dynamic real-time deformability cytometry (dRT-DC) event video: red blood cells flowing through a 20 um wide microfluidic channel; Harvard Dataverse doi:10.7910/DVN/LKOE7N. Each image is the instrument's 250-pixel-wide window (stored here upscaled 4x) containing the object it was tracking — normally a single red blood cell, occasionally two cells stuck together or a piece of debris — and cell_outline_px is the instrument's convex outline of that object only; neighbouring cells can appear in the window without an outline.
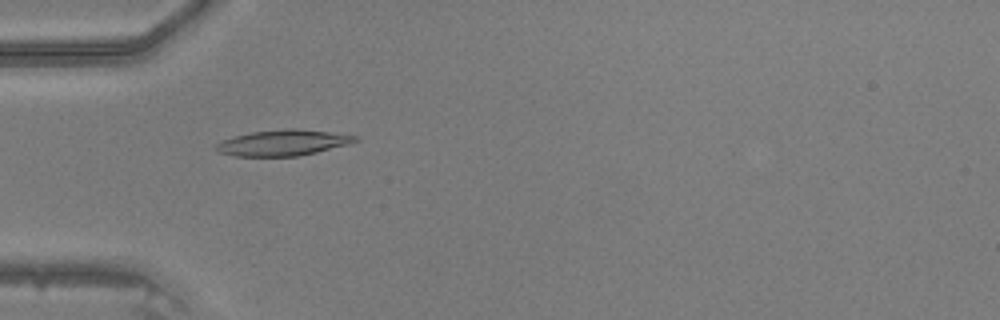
{"species": "common noctule bat (a hibernating species)", "species_latin": "Nyctalus noctula", "temperature_condition": "warm", "stored_images_in_passage": 33, "camera_frame_rate_fps": 3000, "um_per_image_px": 0.085, "animal": {"sex": "male", "body_mass_g": 20.5, "forearm_length_mm": 52.5}, "frame": {"image": 1, "passage_image": 4, "time_ms": 1.0, "image_size_px": [1000, 320], "cell_outline_px": [[360, 140], [348, 144], [316, 152], [296, 156], [236, 156], [216, 152], [212, 148], [220, 140], [252, 132], [284, 128], [296, 128], [360, 136]], "centroid_in_image_um": [24.02, 12.13], "position_along_channel_um": 61.0, "area_um2": 21.04}}
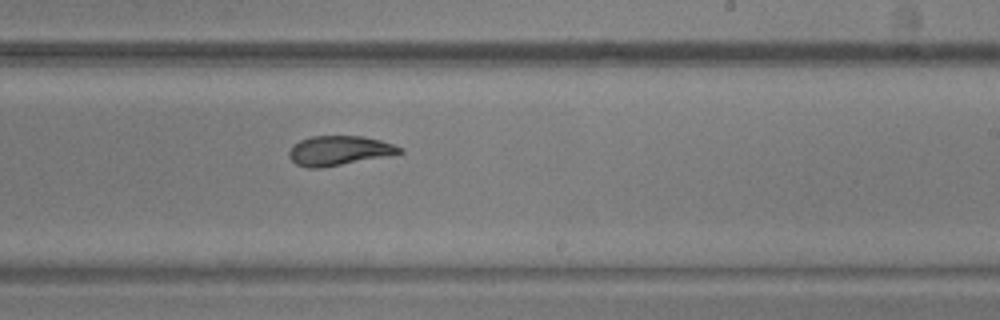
{"frame": {"image": 2, "passage_image": 18, "time_ms": 5.667, "image_size_px": [1000, 320], "cell_outline_px": [[404, 152], [320, 168], [308, 168], [296, 164], [288, 156], [288, 152], [292, 144], [300, 140], [312, 136], [364, 136], [380, 140], [404, 148]], "centroid_in_image_um": [28.77, 12.79], "position_along_channel_um": 260.2, "area_um2": 18.84}}
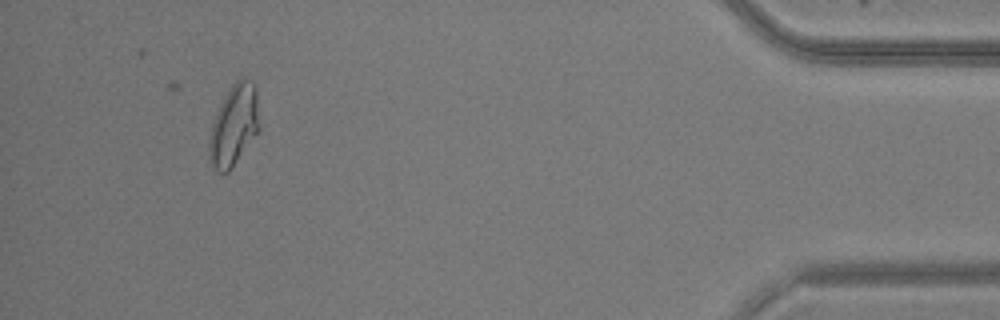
{"frame": {"image": 3, "passage_image": 33, "time_ms": 10.667, "image_size_px": [1000, 320], "cell_outline_px": [[260, 128], [232, 168], [228, 172], [220, 172], [212, 164], [208, 152], [208, 136], [216, 112], [224, 96], [232, 84], [240, 76], [252, 80], [256, 84]], "centroid_in_image_um": [19.89, 10.59], "position_along_channel_um": 415.3, "area_um2": 23.87}}